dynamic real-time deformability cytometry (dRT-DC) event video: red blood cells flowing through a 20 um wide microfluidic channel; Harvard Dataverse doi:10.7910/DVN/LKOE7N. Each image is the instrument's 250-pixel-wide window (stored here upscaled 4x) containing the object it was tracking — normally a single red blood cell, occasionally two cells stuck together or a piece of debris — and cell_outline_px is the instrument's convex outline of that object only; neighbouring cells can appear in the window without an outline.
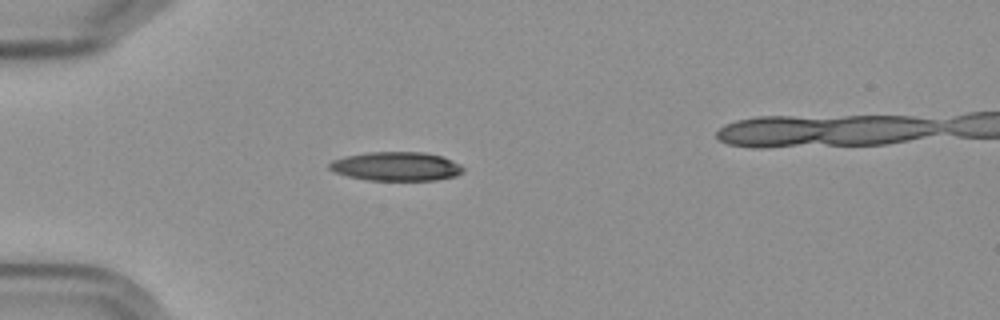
{"species": "Egyptian fruit bat (a non-hibernating species)", "species_latin": "Rousettus aegyptiacus", "temperature_condition": "cold", "stored_images_in_passage": 3, "camera_frame_rate_fps": 3000, "um_per_image_px": 0.085, "frame": {"image": 1, "passage_image": 3, "time_ms": 2.333, "image_size_px": [1000, 320], "cell_outline_px": [[464, 172], [456, 176], [436, 180], [368, 180], [348, 176], [336, 172], [328, 168], [328, 164], [332, 160], [344, 156], [368, 152], [424, 152], [444, 156], [460, 164], [464, 168]], "centroid_in_image_um": [33.71, 14.13], "position_along_channel_um": 51.3, "area_um2": 22.72}}